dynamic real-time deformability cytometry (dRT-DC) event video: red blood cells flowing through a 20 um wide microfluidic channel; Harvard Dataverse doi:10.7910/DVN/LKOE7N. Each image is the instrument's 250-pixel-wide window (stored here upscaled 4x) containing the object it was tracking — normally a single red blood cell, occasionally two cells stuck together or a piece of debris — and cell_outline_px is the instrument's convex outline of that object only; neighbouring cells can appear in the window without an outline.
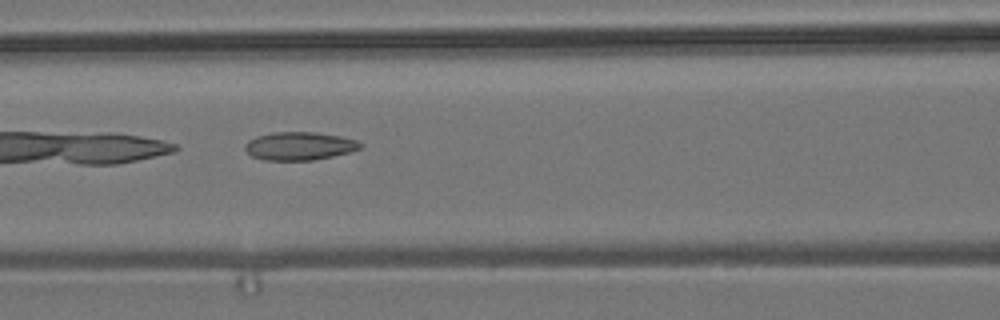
{"species": "common noctule bat (a hibernating species)", "species_latin": "Nyctalus noctula", "temperature_condition": "room temperature", "stored_images_in_passage": 21, "camera_frame_rate_fps": 3000, "um_per_image_px": 0.085, "animal": {"sex": "male", "body_mass_g": 19.2, "forearm_length_mm": 51.8}, "frame": {"image": 1, "passage_image": 7, "time_ms": 2.0, "image_size_px": [1000, 320], "cell_outline_px": [[364, 144], [360, 148], [348, 152], [332, 156], [312, 160], [264, 160], [252, 156], [244, 148], [244, 144], [248, 140], [256, 136], [272, 132], [316, 132], [340, 136], [356, 140]], "centroid_in_image_um": [25.42, 12.4], "position_along_channel_um": 141.2, "area_um2": 18.9}}